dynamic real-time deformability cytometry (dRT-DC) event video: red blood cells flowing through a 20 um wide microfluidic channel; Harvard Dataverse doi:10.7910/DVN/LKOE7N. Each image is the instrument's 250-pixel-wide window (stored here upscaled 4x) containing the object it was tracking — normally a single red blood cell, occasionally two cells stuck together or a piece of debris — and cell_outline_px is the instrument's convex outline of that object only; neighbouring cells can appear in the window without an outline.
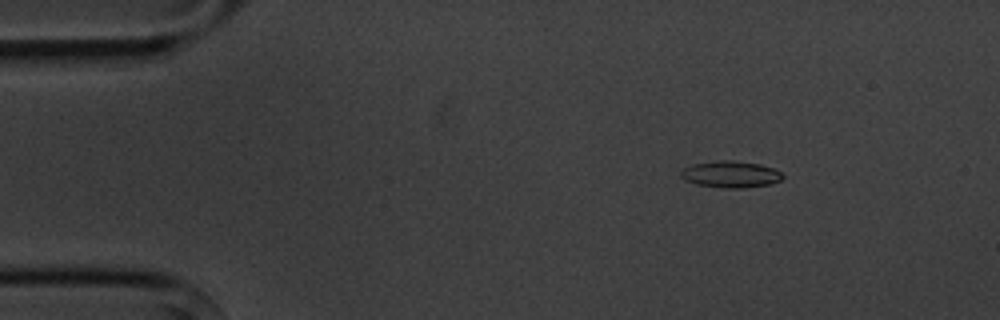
{"species": "common noctule bat (a hibernating species)", "species_latin": "Nyctalus noctula", "temperature_condition": "cold", "stored_images_in_passage": 5, "camera_frame_rate_fps": 3000, "um_per_image_px": 0.085, "animal": {"sex": "male", "body_mass_g": 20.1, "forearm_length_mm": 53.5}, "frame": {"image": 1, "passage_image": 2, "time_ms": 1.333, "image_size_px": [1000, 320], "cell_outline_px": [[784, 176], [780, 180], [768, 184], [740, 188], [724, 188], [696, 184], [684, 180], [680, 176], [680, 172], [684, 168], [692, 164], [720, 160], [732, 160], [760, 164], [772, 168], [780, 172]], "centroid_in_image_um": [62.06, 14.81], "position_along_channel_um": 22.9, "area_um2": 15.66}}